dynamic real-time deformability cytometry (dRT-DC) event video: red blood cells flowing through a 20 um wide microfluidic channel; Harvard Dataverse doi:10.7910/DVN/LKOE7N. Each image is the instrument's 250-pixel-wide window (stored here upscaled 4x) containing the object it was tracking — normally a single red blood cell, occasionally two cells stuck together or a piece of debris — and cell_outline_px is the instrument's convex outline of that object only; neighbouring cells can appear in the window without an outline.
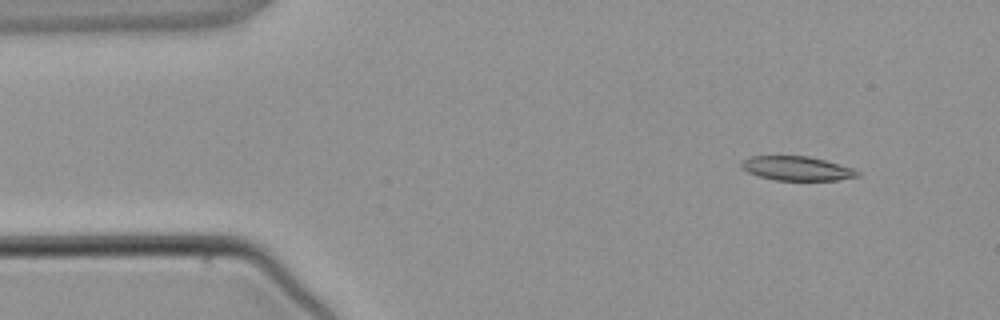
{"species": "common noctule bat (a hibernating species)", "species_latin": "Nyctalus noctula", "temperature_condition": "warm", "stored_images_in_passage": 3, "camera_frame_rate_fps": 3000, "um_per_image_px": 0.085, "animal": {"sex": "male", "body_mass_g": 21.5, "forearm_length_mm": 52.0}, "frame": {"image": 1, "passage_image": 1, "time_ms": 0.0, "image_size_px": [1000, 320], "cell_outline_px": [[860, 176], [836, 180], [776, 180], [760, 176], [748, 172], [740, 168], [740, 164], [748, 156], [808, 156], [824, 160], [852, 168], [860, 172]], "centroid_in_image_um": [67.71, 14.31], "position_along_channel_um": 17.3, "area_um2": 16.24}}
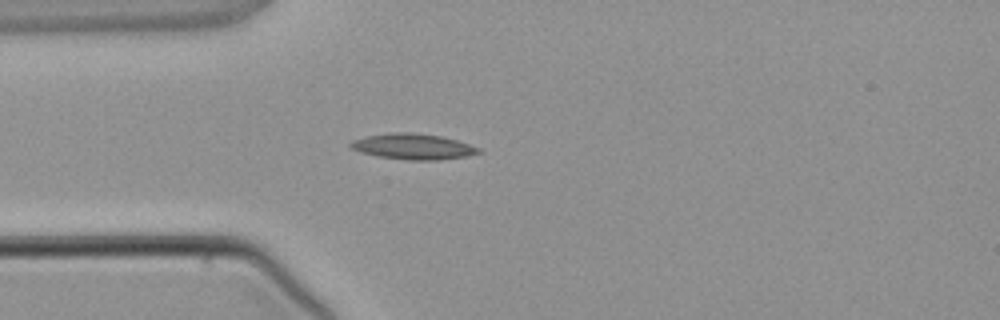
{"frame": {"image": 2, "passage_image": 3, "time_ms": 2.333, "image_size_px": [1000, 320], "cell_outline_px": [[484, 152], [468, 156], [436, 160], [408, 160], [380, 156], [360, 152], [352, 148], [348, 144], [352, 140], [368, 136], [392, 132], [408, 132], [440, 136], [456, 140], [480, 148]], "centroid_in_image_um": [35.14, 12.46], "position_along_channel_um": 49.9, "area_um2": 19.02}}